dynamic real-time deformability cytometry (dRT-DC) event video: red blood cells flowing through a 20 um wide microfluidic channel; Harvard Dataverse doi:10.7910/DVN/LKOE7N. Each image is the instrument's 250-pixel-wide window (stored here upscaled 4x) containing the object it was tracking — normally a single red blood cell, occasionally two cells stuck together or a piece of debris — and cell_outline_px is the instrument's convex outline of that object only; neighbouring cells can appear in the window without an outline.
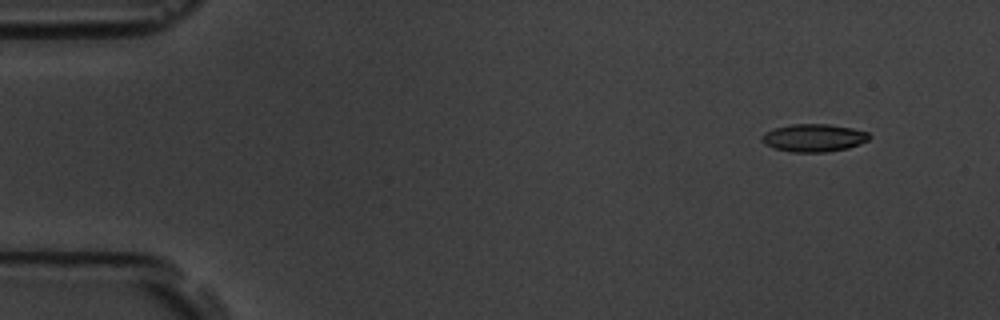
{"species": "common noctule bat (a hibernating species)", "species_latin": "Nyctalus noctula", "temperature_condition": "room temperature", "stored_images_in_passage": 6, "camera_frame_rate_fps": 3000, "um_per_image_px": 0.085, "animal": {"sex": "male", "body_mass_g": 19.5, "forearm_length_mm": 54.6}, "frame": {"image": 1, "passage_image": 1, "time_ms": 0.0, "image_size_px": [1000, 320], "cell_outline_px": [[872, 136], [868, 140], [860, 144], [848, 148], [828, 152], [792, 152], [776, 148], [764, 144], [760, 140], [760, 136], [764, 132], [776, 128], [792, 124], [828, 124], [852, 128], [868, 132]], "centroid_in_image_um": [69.18, 11.72], "position_along_channel_um": 15.8, "area_um2": 17.46}}
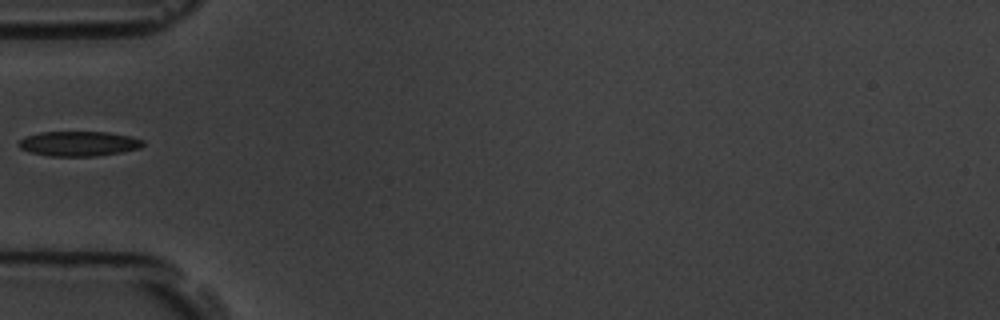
{"frame": {"image": 2, "passage_image": 5, "time_ms": 4.667, "image_size_px": [1000, 320], "cell_outline_px": [[144, 144], [140, 148], [120, 152], [96, 156], [48, 156], [32, 152], [20, 148], [16, 144], [24, 136], [40, 132], [108, 132], [128, 136], [144, 140]], "centroid_in_image_um": [6.66, 12.21], "position_along_channel_um": 78.3, "area_um2": 17.98}}
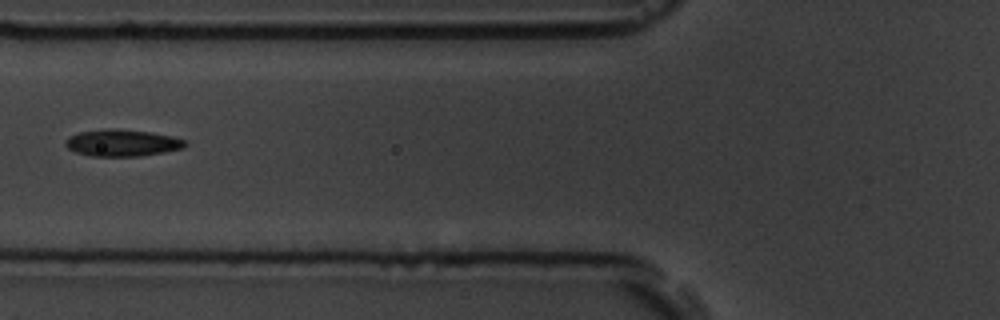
{"frame": {"image": 3, "passage_image": 6, "time_ms": 5.667, "image_size_px": [1000, 320], "cell_outline_px": [[188, 144], [184, 148], [164, 152], [140, 156], [92, 156], [76, 152], [68, 148], [64, 144], [68, 136], [80, 132], [108, 128], [112, 128], [152, 132], [172, 136], [188, 140]], "centroid_in_image_um": [10.42, 12.14], "position_along_channel_um": 115.4, "area_um2": 18.84}}